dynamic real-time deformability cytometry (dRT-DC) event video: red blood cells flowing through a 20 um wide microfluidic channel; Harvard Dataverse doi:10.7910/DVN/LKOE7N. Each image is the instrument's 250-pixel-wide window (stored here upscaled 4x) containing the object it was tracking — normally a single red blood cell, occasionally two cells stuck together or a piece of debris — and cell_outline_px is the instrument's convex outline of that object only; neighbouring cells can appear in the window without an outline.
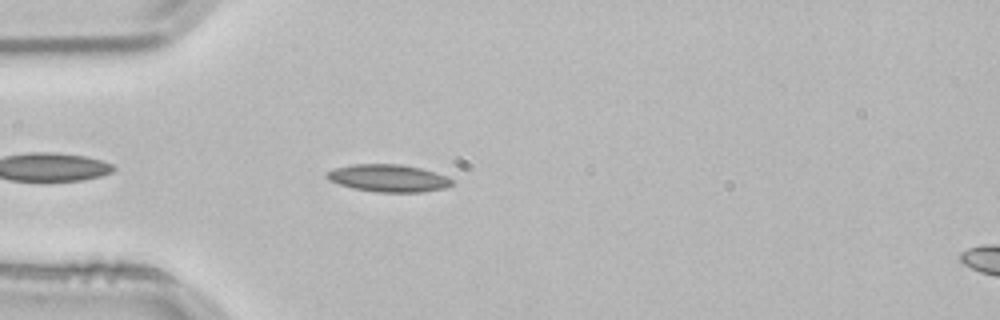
{"species": "common noctule bat (a hibernating species)", "species_latin": "Nyctalus noctula", "temperature_condition": "room temperature", "stored_images_in_passage": 36, "camera_frame_rate_fps": 3000, "um_per_image_px": 0.085, "animal": {"sex": "male", "body_mass_g": 21.5, "forearm_length_mm": 52.0}, "frame": {"image": 1, "passage_image": 4, "time_ms": 1.0, "image_size_px": [1000, 320], "cell_outline_px": [[452, 184], [444, 188], [424, 192], [376, 192], [352, 188], [328, 180], [324, 176], [328, 172], [336, 168], [352, 164], [400, 164], [420, 168], [448, 176], [452, 180]], "centroid_in_image_um": [33.01, 15.14], "position_along_channel_um": 52.0, "area_um2": 19.94}}
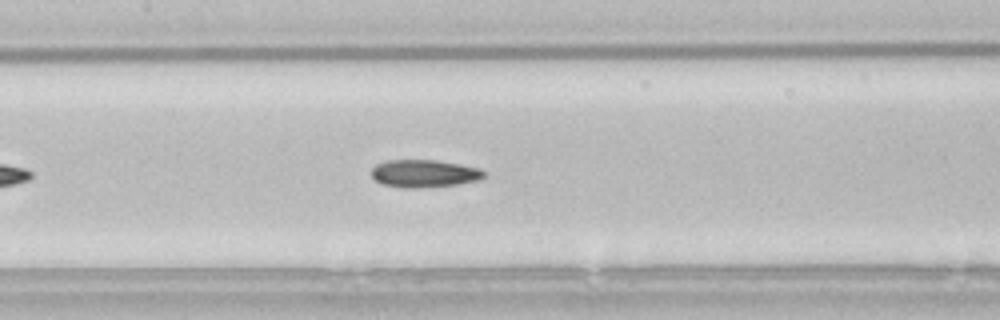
{"frame": {"image": 2, "passage_image": 14, "time_ms": 4.333, "image_size_px": [1000, 320], "cell_outline_px": [[484, 176], [480, 180], [460, 184], [424, 188], [400, 188], [384, 184], [376, 180], [372, 176], [372, 168], [376, 164], [388, 160], [436, 160], [460, 164], [480, 168], [484, 172]], "centroid_in_image_um": [36.07, 14.76], "position_along_channel_um": 171.3, "area_um2": 18.26}}
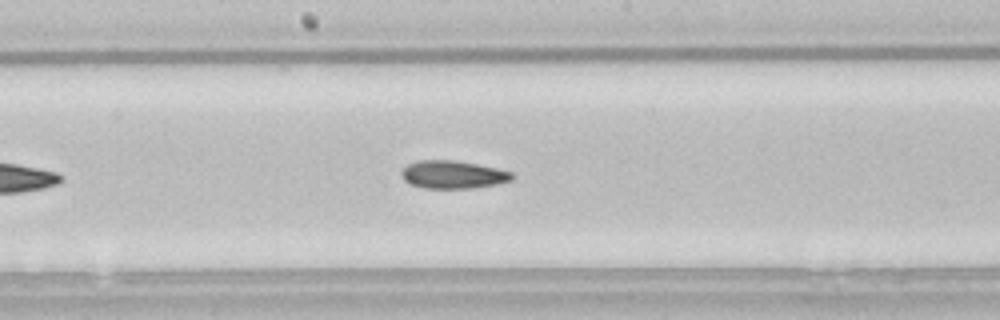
{"frame": {"image": 3, "passage_image": 17, "time_ms": 5.333, "image_size_px": [1000, 320], "cell_outline_px": [[516, 176], [512, 180], [496, 184], [472, 188], [424, 188], [408, 184], [404, 180], [400, 172], [408, 164], [420, 160], [452, 160], [476, 164], [496, 168], [512, 172]], "centroid_in_image_um": [38.49, 14.84], "position_along_channel_um": 209.7, "area_um2": 17.98}, "authors_computed_cell_mechanics": {"area_um2": 18.0914, "velocity_mm_per_s": 3.8442, "shape_relaxation_time_tau1_ms": 6.6031, "shape_relaxation_time_tau2_ms": 8.2747, "deformation_change_tau1": 0.1359, "deformation_change_tau2": 0.1746}}